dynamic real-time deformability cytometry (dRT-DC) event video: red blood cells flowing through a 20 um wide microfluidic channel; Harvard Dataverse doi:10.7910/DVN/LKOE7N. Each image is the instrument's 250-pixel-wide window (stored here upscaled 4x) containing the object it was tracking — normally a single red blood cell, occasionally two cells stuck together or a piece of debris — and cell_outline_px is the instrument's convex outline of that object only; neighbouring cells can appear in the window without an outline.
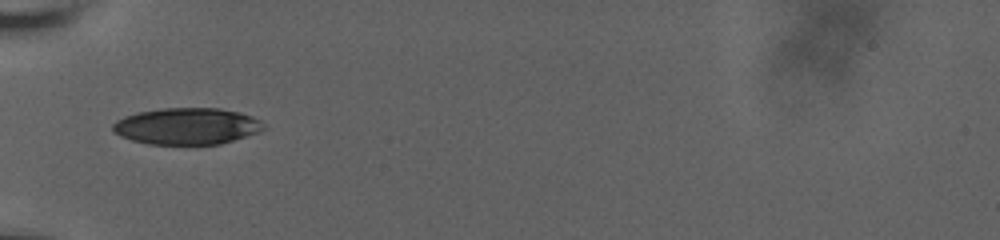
{"species": "human", "species_latin": "Homo sapiens", "temperature_condition": "room temperature", "stored_images_in_passage": 40, "camera_frame_rate_fps": 3000, "um_per_image_px": 0.085, "donor": {"sex": "male"}, "frame": {"image": 1, "passage_image": 1, "time_ms": 0.0, "image_size_px": [1000, 240], "cell_outline_px": [[264, 128], [260, 132], [220, 144], [148, 144], [132, 140], [120, 136], [112, 132], [112, 124], [116, 120], [124, 116], [136, 112], [160, 108], [220, 108], [240, 112], [252, 116], [260, 120], [264, 124]], "centroid_in_image_um": [15.87, 10.72], "position_along_channel_um": 69.1, "area_um2": 32.43}}
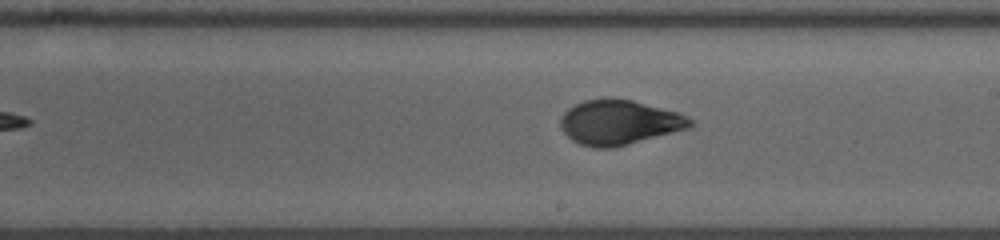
{"frame": {"image": 2, "passage_image": 14, "time_ms": 4.667, "image_size_px": [1000, 240], "cell_outline_px": [[696, 124], [688, 128], [628, 144], [612, 148], [592, 148], [580, 144], [572, 140], [560, 128], [560, 116], [568, 108], [584, 100], [608, 96], [632, 100], [680, 112], [692, 120]], "centroid_in_image_um": [52.61, 10.38], "position_along_channel_um": 236.4, "area_um2": 34.16}}
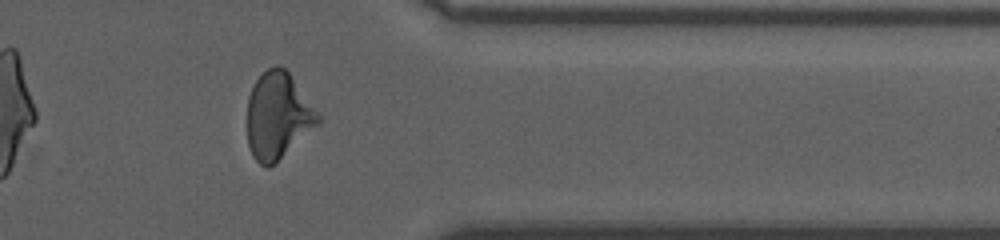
{"frame": {"image": 3, "passage_image": 30, "time_ms": 9.0, "image_size_px": [1000, 240], "cell_outline_px": [[324, 120], [320, 124], [268, 168], [260, 164], [252, 156], [248, 144], [248, 96], [256, 80], [268, 68], [276, 64], [284, 68], [288, 72]], "centroid_in_image_um": [23.63, 9.84], "position_along_channel_um": 387.8, "area_um2": 35.43}, "authors_computed_cell_mechanics": {"area_um2": 33.8419, "velocity_mm_per_s": 3.6599, "shape_relaxation_time_tau1_ms": 5.3392, "shape_relaxation_time_tau2_ms": 0.9043, "deformation_change_tau1": 0.1883, "deformation_change_tau2": 0.0522}}